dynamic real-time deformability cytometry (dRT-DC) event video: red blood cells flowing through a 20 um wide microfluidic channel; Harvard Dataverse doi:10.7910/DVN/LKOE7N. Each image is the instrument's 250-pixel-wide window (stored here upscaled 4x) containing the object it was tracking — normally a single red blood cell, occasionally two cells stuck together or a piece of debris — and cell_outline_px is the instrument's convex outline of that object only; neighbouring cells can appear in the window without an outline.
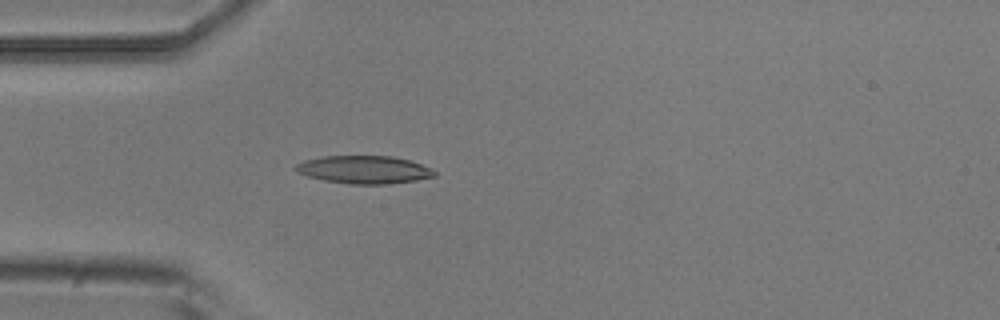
{"species": "common noctule bat (a hibernating species)", "species_latin": "Nyctalus noctula", "temperature_condition": "room temperature", "stored_images_in_passage": 2, "camera_frame_rate_fps": 3000, "um_per_image_px": 0.085, "animal": {"sex": "male", "body_mass_g": 20.5, "forearm_length_mm": 52.5}, "frame": {"image": 1, "passage_image": 2, "time_ms": 0.333, "image_size_px": [1000, 320], "cell_outline_px": [[436, 176], [416, 180], [384, 184], [348, 184], [324, 180], [308, 176], [296, 172], [296, 164], [304, 160], [324, 156], [392, 156], [408, 160], [432, 168], [436, 172]], "centroid_in_image_um": [30.95, 14.42], "position_along_channel_um": 54.1, "area_um2": 22.43}}